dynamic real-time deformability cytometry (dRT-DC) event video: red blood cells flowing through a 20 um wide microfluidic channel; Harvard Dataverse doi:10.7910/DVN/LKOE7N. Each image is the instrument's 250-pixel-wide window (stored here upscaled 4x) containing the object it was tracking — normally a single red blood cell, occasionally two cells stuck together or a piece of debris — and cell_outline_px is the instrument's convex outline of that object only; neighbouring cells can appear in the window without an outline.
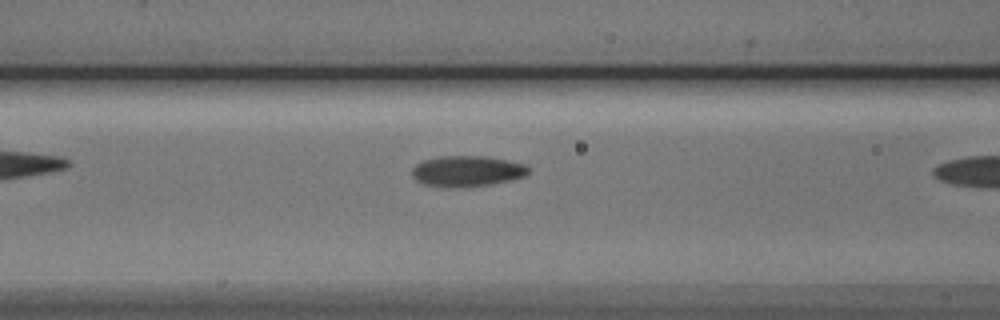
{"species": "Egyptian fruit bat (a non-hibernating species)", "species_latin": "Rousettus aegyptiacus", "temperature_condition": "cold", "stored_images_in_passage": 6, "camera_frame_rate_fps": 3000, "um_per_image_px": 0.085, "animal": {"sex": "male"}, "frame": {"image": 1, "passage_image": 5, "time_ms": 1.333, "image_size_px": [1000, 320], "cell_outline_px": [[528, 172], [524, 176], [508, 180], [488, 184], [456, 188], [448, 188], [424, 184], [416, 180], [412, 176], [412, 168], [416, 164], [424, 160], [440, 156], [488, 156], [524, 164], [528, 168]], "centroid_in_image_um": [39.64, 14.54], "position_along_channel_um": 127.0, "area_um2": 20.75}}